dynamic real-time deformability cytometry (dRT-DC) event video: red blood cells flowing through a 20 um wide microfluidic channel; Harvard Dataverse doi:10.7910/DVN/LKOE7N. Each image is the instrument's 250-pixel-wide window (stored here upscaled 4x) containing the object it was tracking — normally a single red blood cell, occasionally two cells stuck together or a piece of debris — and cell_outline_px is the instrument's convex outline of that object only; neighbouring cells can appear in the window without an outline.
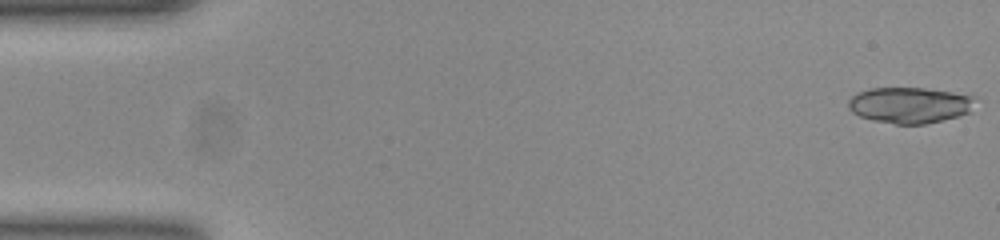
{"species": "common noctule bat (a hibernating species)", "species_latin": "Nyctalus noctula", "temperature_condition": "room temperature", "stored_images_in_passage": 52, "segment_of_instrument_passage": [1, 2], "camera_frame_rate_fps": 3000, "um_per_image_px": 0.085, "animal": {"sex": "female", "body_mass_g": 23.0, "forearm_length_mm": 53.4}, "frame": {"image": 1, "passage_image": 1, "time_ms": 0.0, "image_size_px": [1000, 240], "cell_outline_px": [[972, 96], [968, 112], [960, 116], [924, 124], [896, 124], [872, 120], [860, 116], [852, 112], [848, 108], [848, 100], [856, 92], [868, 88], [924, 88], [952, 92]], "centroid_in_image_um": [77.22, 8.93], "position_along_channel_um": 7.8, "area_um2": 26.3}}
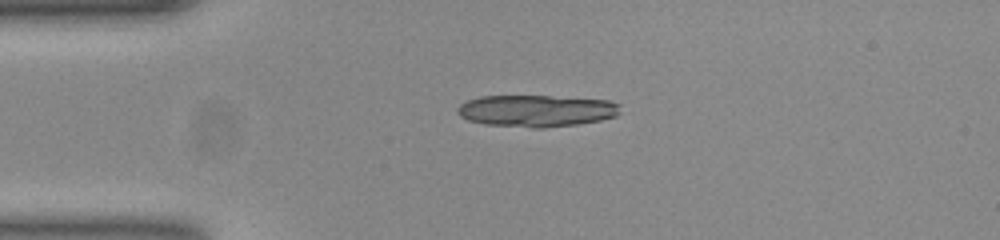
{"frame": {"image": 2, "passage_image": 12, "time_ms": 3.667, "image_size_px": [1000, 240], "cell_outline_px": [[620, 112], [616, 116], [600, 120], [576, 124], [544, 128], [532, 128], [484, 124], [468, 120], [460, 116], [456, 112], [456, 108], [460, 104], [468, 100], [480, 96], [548, 96], [608, 100], [620, 104]], "centroid_in_image_um": [45.57, 9.42], "position_along_channel_um": 39.4, "area_um2": 30.29}}